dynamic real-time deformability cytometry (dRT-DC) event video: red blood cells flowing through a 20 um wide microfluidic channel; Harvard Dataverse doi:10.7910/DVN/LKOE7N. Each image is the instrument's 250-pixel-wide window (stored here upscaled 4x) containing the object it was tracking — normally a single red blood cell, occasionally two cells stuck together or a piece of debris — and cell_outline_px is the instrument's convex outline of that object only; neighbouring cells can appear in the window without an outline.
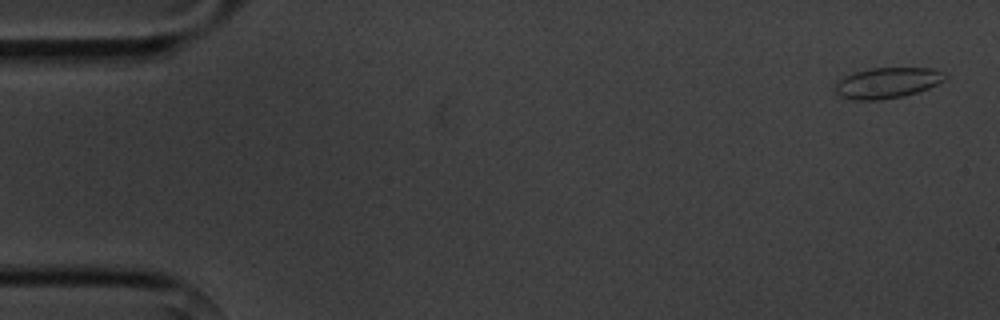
{"species": "common noctule bat (a hibernating species)", "species_latin": "Nyctalus noctula", "temperature_condition": "cold", "stored_images_in_passage": 3, "segment_of_instrument_passage": [1, 2], "camera_frame_rate_fps": 3000, "um_per_image_px": 0.085, "animal": {"sex": "male", "body_mass_g": 20.1, "forearm_length_mm": 53.5}, "frame": {"image": 1, "passage_image": 1, "time_ms": 0.0, "image_size_px": [1000, 320], "cell_outline_px": [[948, 76], [944, 80], [928, 88], [904, 96], [880, 100], [852, 100], [840, 96], [836, 92], [836, 80], [844, 76], [856, 72], [872, 68], [932, 68], [944, 72]], "centroid_in_image_um": [75.41, 7.04], "position_along_channel_um": 9.6, "area_um2": 19.65}}